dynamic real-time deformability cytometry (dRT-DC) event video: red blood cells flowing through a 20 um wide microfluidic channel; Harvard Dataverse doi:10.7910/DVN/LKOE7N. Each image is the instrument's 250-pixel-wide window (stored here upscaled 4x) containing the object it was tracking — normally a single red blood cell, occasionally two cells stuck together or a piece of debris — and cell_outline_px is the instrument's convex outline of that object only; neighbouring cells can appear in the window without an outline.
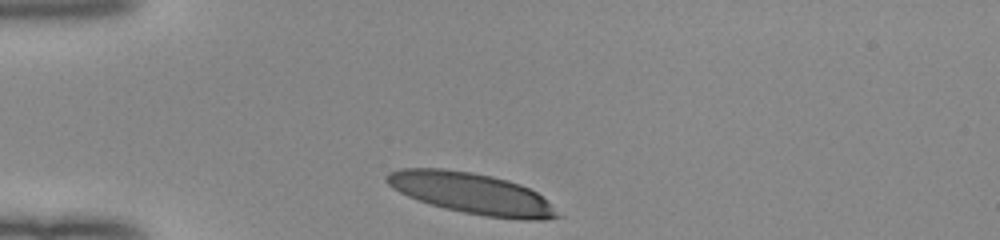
{"species": "human", "species_latin": "Homo sapiens", "temperature_condition": "room temperature", "stored_images_in_passage": 30, "camera_frame_rate_fps": 3000, "um_per_image_px": 0.085, "donor": {"sex": "female"}, "frame": {"image": 1, "passage_image": 1, "time_ms": 0.0, "image_size_px": [1000, 240], "cell_outline_px": [[564, 216], [544, 220], [520, 220], [484, 216], [444, 208], [408, 196], [392, 188], [384, 180], [384, 176], [388, 172], [400, 168], [444, 168], [472, 172], [492, 176], [508, 180], [520, 184], [536, 192]], "centroid_in_image_um": [40.09, 16.43], "position_along_channel_um": 44.9, "area_um2": 40.92}}
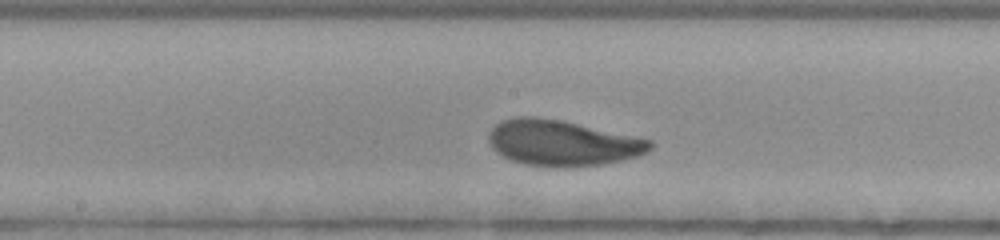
{"frame": {"image": 2, "passage_image": 15, "time_ms": 4.667, "image_size_px": [1000, 240], "cell_outline_px": [[652, 148], [648, 152], [636, 156], [620, 160], [600, 164], [564, 168], [556, 168], [524, 164], [512, 160], [496, 152], [492, 148], [488, 140], [488, 136], [492, 128], [496, 124], [504, 120], [516, 116], [532, 116], [560, 120], [652, 140]], "centroid_in_image_um": [47.76, 12.16], "position_along_channel_um": 200.4, "area_um2": 42.77}}
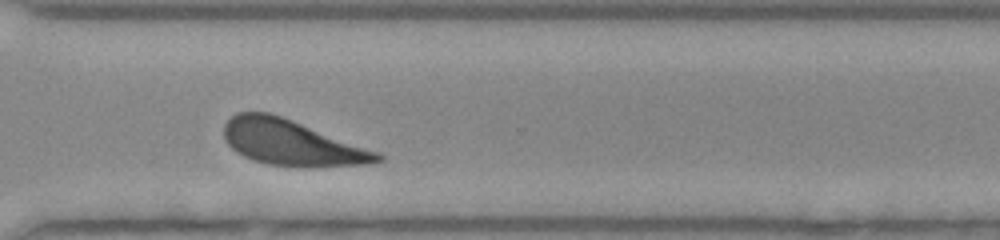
{"frame": {"image": 3, "passage_image": 26, "time_ms": 8.333, "image_size_px": [1000, 240], "cell_outline_px": [[384, 160], [372, 164], [304, 168], [268, 164], [252, 160], [236, 152], [224, 140], [224, 124], [236, 112], [268, 112], [280, 116], [380, 152], [384, 156]], "centroid_in_image_um": [24.82, 12.16], "position_along_channel_um": 345.8, "area_um2": 40.92}, "authors_computed_cell_mechanics": {"area_um2": 41.8761, "velocity_mm_per_s": 3.9676, "shape_relaxation_time_tau1_ms": 3.7199, "shape_relaxation_time_tau2_ms": 3.0282, "deformation_change_tau1": 0.1887, "deformation_change_tau2": 0.1184}}